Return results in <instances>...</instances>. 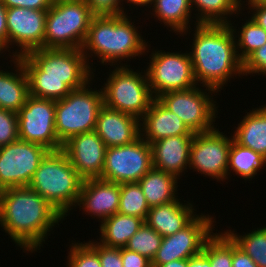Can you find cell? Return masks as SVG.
Here are the masks:
<instances>
[{
    "mask_svg": "<svg viewBox=\"0 0 266 267\" xmlns=\"http://www.w3.org/2000/svg\"><path fill=\"white\" fill-rule=\"evenodd\" d=\"M29 82V95L58 101L95 77L81 49L41 48L18 57Z\"/></svg>",
    "mask_w": 266,
    "mask_h": 267,
    "instance_id": "1",
    "label": "cell"
},
{
    "mask_svg": "<svg viewBox=\"0 0 266 267\" xmlns=\"http://www.w3.org/2000/svg\"><path fill=\"white\" fill-rule=\"evenodd\" d=\"M65 217L29 188H6L0 208V226L26 253L41 249L48 234Z\"/></svg>",
    "mask_w": 266,
    "mask_h": 267,
    "instance_id": "2",
    "label": "cell"
},
{
    "mask_svg": "<svg viewBox=\"0 0 266 267\" xmlns=\"http://www.w3.org/2000/svg\"><path fill=\"white\" fill-rule=\"evenodd\" d=\"M195 27L189 52L195 81L221 92L233 76H244L234 34L229 24L198 23Z\"/></svg>",
    "mask_w": 266,
    "mask_h": 267,
    "instance_id": "3",
    "label": "cell"
},
{
    "mask_svg": "<svg viewBox=\"0 0 266 267\" xmlns=\"http://www.w3.org/2000/svg\"><path fill=\"white\" fill-rule=\"evenodd\" d=\"M135 25L126 14L92 18L81 48L92 71H96L92 67L93 63L89 62L93 54L94 58H99L103 66L109 64L112 67L126 66L121 62L130 61L134 57L136 59L137 56L141 57L149 52L148 48L151 45L143 39Z\"/></svg>",
    "mask_w": 266,
    "mask_h": 267,
    "instance_id": "4",
    "label": "cell"
},
{
    "mask_svg": "<svg viewBox=\"0 0 266 267\" xmlns=\"http://www.w3.org/2000/svg\"><path fill=\"white\" fill-rule=\"evenodd\" d=\"M82 182L83 179L60 149L46 154L28 187L66 217L76 207Z\"/></svg>",
    "mask_w": 266,
    "mask_h": 267,
    "instance_id": "5",
    "label": "cell"
},
{
    "mask_svg": "<svg viewBox=\"0 0 266 267\" xmlns=\"http://www.w3.org/2000/svg\"><path fill=\"white\" fill-rule=\"evenodd\" d=\"M91 83L55 101V129L62 145L73 136L95 130L104 101L102 87L92 89Z\"/></svg>",
    "mask_w": 266,
    "mask_h": 267,
    "instance_id": "6",
    "label": "cell"
},
{
    "mask_svg": "<svg viewBox=\"0 0 266 267\" xmlns=\"http://www.w3.org/2000/svg\"><path fill=\"white\" fill-rule=\"evenodd\" d=\"M102 88L104 105L141 120L155 99L146 71H134L130 65L115 66ZM144 74V75H142Z\"/></svg>",
    "mask_w": 266,
    "mask_h": 267,
    "instance_id": "7",
    "label": "cell"
},
{
    "mask_svg": "<svg viewBox=\"0 0 266 267\" xmlns=\"http://www.w3.org/2000/svg\"><path fill=\"white\" fill-rule=\"evenodd\" d=\"M94 15L84 0L47 10L44 48L81 49Z\"/></svg>",
    "mask_w": 266,
    "mask_h": 267,
    "instance_id": "8",
    "label": "cell"
},
{
    "mask_svg": "<svg viewBox=\"0 0 266 267\" xmlns=\"http://www.w3.org/2000/svg\"><path fill=\"white\" fill-rule=\"evenodd\" d=\"M215 94L216 90L210 87L202 89L197 85L187 90L165 92L156 99L178 115L193 133H201L215 128V118L219 114L217 102L213 100Z\"/></svg>",
    "mask_w": 266,
    "mask_h": 267,
    "instance_id": "9",
    "label": "cell"
},
{
    "mask_svg": "<svg viewBox=\"0 0 266 267\" xmlns=\"http://www.w3.org/2000/svg\"><path fill=\"white\" fill-rule=\"evenodd\" d=\"M146 68L148 84L154 98L170 91L187 90L195 81L189 52L153 50Z\"/></svg>",
    "mask_w": 266,
    "mask_h": 267,
    "instance_id": "10",
    "label": "cell"
},
{
    "mask_svg": "<svg viewBox=\"0 0 266 267\" xmlns=\"http://www.w3.org/2000/svg\"><path fill=\"white\" fill-rule=\"evenodd\" d=\"M152 168L151 145L140 136L130 144L107 147L100 179L118 184L138 182Z\"/></svg>",
    "mask_w": 266,
    "mask_h": 267,
    "instance_id": "11",
    "label": "cell"
},
{
    "mask_svg": "<svg viewBox=\"0 0 266 267\" xmlns=\"http://www.w3.org/2000/svg\"><path fill=\"white\" fill-rule=\"evenodd\" d=\"M232 141V135L228 137L216 127L210 131L195 133L190 148L189 169L217 182L227 180Z\"/></svg>",
    "mask_w": 266,
    "mask_h": 267,
    "instance_id": "12",
    "label": "cell"
},
{
    "mask_svg": "<svg viewBox=\"0 0 266 267\" xmlns=\"http://www.w3.org/2000/svg\"><path fill=\"white\" fill-rule=\"evenodd\" d=\"M214 220L209 214L199 213L183 229L163 237L160 248L151 261L152 267L201 254L205 242L214 234Z\"/></svg>",
    "mask_w": 266,
    "mask_h": 267,
    "instance_id": "13",
    "label": "cell"
},
{
    "mask_svg": "<svg viewBox=\"0 0 266 267\" xmlns=\"http://www.w3.org/2000/svg\"><path fill=\"white\" fill-rule=\"evenodd\" d=\"M19 140L36 143L50 151L62 149L55 129V101L28 96L17 112Z\"/></svg>",
    "mask_w": 266,
    "mask_h": 267,
    "instance_id": "14",
    "label": "cell"
},
{
    "mask_svg": "<svg viewBox=\"0 0 266 267\" xmlns=\"http://www.w3.org/2000/svg\"><path fill=\"white\" fill-rule=\"evenodd\" d=\"M49 151L40 144L19 139L0 147V184L5 189L28 186Z\"/></svg>",
    "mask_w": 266,
    "mask_h": 267,
    "instance_id": "15",
    "label": "cell"
},
{
    "mask_svg": "<svg viewBox=\"0 0 266 267\" xmlns=\"http://www.w3.org/2000/svg\"><path fill=\"white\" fill-rule=\"evenodd\" d=\"M46 14L47 10L6 8L8 55L11 58L12 56L18 58L27 55L30 51L44 48ZM13 45L18 49L10 52Z\"/></svg>",
    "mask_w": 266,
    "mask_h": 267,
    "instance_id": "16",
    "label": "cell"
},
{
    "mask_svg": "<svg viewBox=\"0 0 266 267\" xmlns=\"http://www.w3.org/2000/svg\"><path fill=\"white\" fill-rule=\"evenodd\" d=\"M62 150L83 180L100 178L107 146L95 131L71 137Z\"/></svg>",
    "mask_w": 266,
    "mask_h": 267,
    "instance_id": "17",
    "label": "cell"
},
{
    "mask_svg": "<svg viewBox=\"0 0 266 267\" xmlns=\"http://www.w3.org/2000/svg\"><path fill=\"white\" fill-rule=\"evenodd\" d=\"M120 201V184L100 178L83 180L76 204L79 210L102 222L118 213Z\"/></svg>",
    "mask_w": 266,
    "mask_h": 267,
    "instance_id": "18",
    "label": "cell"
},
{
    "mask_svg": "<svg viewBox=\"0 0 266 267\" xmlns=\"http://www.w3.org/2000/svg\"><path fill=\"white\" fill-rule=\"evenodd\" d=\"M107 147L127 145L141 136L140 120L103 105L94 130Z\"/></svg>",
    "mask_w": 266,
    "mask_h": 267,
    "instance_id": "19",
    "label": "cell"
},
{
    "mask_svg": "<svg viewBox=\"0 0 266 267\" xmlns=\"http://www.w3.org/2000/svg\"><path fill=\"white\" fill-rule=\"evenodd\" d=\"M193 137L194 135L171 136L151 143L153 167L180 179V175L187 172L189 167Z\"/></svg>",
    "mask_w": 266,
    "mask_h": 267,
    "instance_id": "20",
    "label": "cell"
},
{
    "mask_svg": "<svg viewBox=\"0 0 266 267\" xmlns=\"http://www.w3.org/2000/svg\"><path fill=\"white\" fill-rule=\"evenodd\" d=\"M141 137L149 144L165 137L195 135L178 115L169 111L156 98L140 120Z\"/></svg>",
    "mask_w": 266,
    "mask_h": 267,
    "instance_id": "21",
    "label": "cell"
},
{
    "mask_svg": "<svg viewBox=\"0 0 266 267\" xmlns=\"http://www.w3.org/2000/svg\"><path fill=\"white\" fill-rule=\"evenodd\" d=\"M179 200L181 199L151 207L144 222L162 237L173 235L180 231L198 214L194 212L196 210L193 202L186 201V203H183Z\"/></svg>",
    "mask_w": 266,
    "mask_h": 267,
    "instance_id": "22",
    "label": "cell"
},
{
    "mask_svg": "<svg viewBox=\"0 0 266 267\" xmlns=\"http://www.w3.org/2000/svg\"><path fill=\"white\" fill-rule=\"evenodd\" d=\"M11 59L14 73L0 70V108L17 113L29 96V82L20 59Z\"/></svg>",
    "mask_w": 266,
    "mask_h": 267,
    "instance_id": "23",
    "label": "cell"
},
{
    "mask_svg": "<svg viewBox=\"0 0 266 267\" xmlns=\"http://www.w3.org/2000/svg\"><path fill=\"white\" fill-rule=\"evenodd\" d=\"M233 139L266 158V105L253 108L235 128Z\"/></svg>",
    "mask_w": 266,
    "mask_h": 267,
    "instance_id": "24",
    "label": "cell"
},
{
    "mask_svg": "<svg viewBox=\"0 0 266 267\" xmlns=\"http://www.w3.org/2000/svg\"><path fill=\"white\" fill-rule=\"evenodd\" d=\"M178 180L176 176L153 167L138 183L148 206L151 208L178 199Z\"/></svg>",
    "mask_w": 266,
    "mask_h": 267,
    "instance_id": "25",
    "label": "cell"
},
{
    "mask_svg": "<svg viewBox=\"0 0 266 267\" xmlns=\"http://www.w3.org/2000/svg\"><path fill=\"white\" fill-rule=\"evenodd\" d=\"M151 13L155 19H158L164 26L170 27L176 35L188 34L191 29L190 20L192 16V6L190 0H153ZM190 28V29H189Z\"/></svg>",
    "mask_w": 266,
    "mask_h": 267,
    "instance_id": "26",
    "label": "cell"
},
{
    "mask_svg": "<svg viewBox=\"0 0 266 267\" xmlns=\"http://www.w3.org/2000/svg\"><path fill=\"white\" fill-rule=\"evenodd\" d=\"M143 223L139 217L116 213L100 223L97 240L108 247L124 248Z\"/></svg>",
    "mask_w": 266,
    "mask_h": 267,
    "instance_id": "27",
    "label": "cell"
},
{
    "mask_svg": "<svg viewBox=\"0 0 266 267\" xmlns=\"http://www.w3.org/2000/svg\"><path fill=\"white\" fill-rule=\"evenodd\" d=\"M241 1L242 0H190L192 10L195 9V12H198L194 14L197 15L194 25L198 23L229 24L231 22L229 16L232 18L235 14H242L241 11L244 8L241 7Z\"/></svg>",
    "mask_w": 266,
    "mask_h": 267,
    "instance_id": "28",
    "label": "cell"
},
{
    "mask_svg": "<svg viewBox=\"0 0 266 267\" xmlns=\"http://www.w3.org/2000/svg\"><path fill=\"white\" fill-rule=\"evenodd\" d=\"M266 166V158L260 153L253 151L248 147L239 145L234 139L229 151V161L227 169V179L230 172L244 180H252L262 167ZM231 170V171H230Z\"/></svg>",
    "mask_w": 266,
    "mask_h": 267,
    "instance_id": "29",
    "label": "cell"
},
{
    "mask_svg": "<svg viewBox=\"0 0 266 267\" xmlns=\"http://www.w3.org/2000/svg\"><path fill=\"white\" fill-rule=\"evenodd\" d=\"M232 24L229 23L235 37L237 54L243 62L253 51L266 43V30L250 17L239 29H236Z\"/></svg>",
    "mask_w": 266,
    "mask_h": 267,
    "instance_id": "30",
    "label": "cell"
},
{
    "mask_svg": "<svg viewBox=\"0 0 266 267\" xmlns=\"http://www.w3.org/2000/svg\"><path fill=\"white\" fill-rule=\"evenodd\" d=\"M233 242L252 260L258 267H266V226L253 229L243 235L235 233V230L224 231Z\"/></svg>",
    "mask_w": 266,
    "mask_h": 267,
    "instance_id": "31",
    "label": "cell"
},
{
    "mask_svg": "<svg viewBox=\"0 0 266 267\" xmlns=\"http://www.w3.org/2000/svg\"><path fill=\"white\" fill-rule=\"evenodd\" d=\"M150 207L138 182L120 184L118 213L136 216L145 221Z\"/></svg>",
    "mask_w": 266,
    "mask_h": 267,
    "instance_id": "32",
    "label": "cell"
},
{
    "mask_svg": "<svg viewBox=\"0 0 266 267\" xmlns=\"http://www.w3.org/2000/svg\"><path fill=\"white\" fill-rule=\"evenodd\" d=\"M202 253L211 267H232V239L225 232L216 231L205 242Z\"/></svg>",
    "mask_w": 266,
    "mask_h": 267,
    "instance_id": "33",
    "label": "cell"
},
{
    "mask_svg": "<svg viewBox=\"0 0 266 267\" xmlns=\"http://www.w3.org/2000/svg\"><path fill=\"white\" fill-rule=\"evenodd\" d=\"M162 238L144 222L139 230L129 239L125 248L137 252L152 261L160 248Z\"/></svg>",
    "mask_w": 266,
    "mask_h": 267,
    "instance_id": "34",
    "label": "cell"
},
{
    "mask_svg": "<svg viewBox=\"0 0 266 267\" xmlns=\"http://www.w3.org/2000/svg\"><path fill=\"white\" fill-rule=\"evenodd\" d=\"M72 242L67 267H101L98 253L87 242Z\"/></svg>",
    "mask_w": 266,
    "mask_h": 267,
    "instance_id": "35",
    "label": "cell"
},
{
    "mask_svg": "<svg viewBox=\"0 0 266 267\" xmlns=\"http://www.w3.org/2000/svg\"><path fill=\"white\" fill-rule=\"evenodd\" d=\"M19 139L18 116L14 111L0 108V147Z\"/></svg>",
    "mask_w": 266,
    "mask_h": 267,
    "instance_id": "36",
    "label": "cell"
},
{
    "mask_svg": "<svg viewBox=\"0 0 266 267\" xmlns=\"http://www.w3.org/2000/svg\"><path fill=\"white\" fill-rule=\"evenodd\" d=\"M96 240L87 243L98 253L101 267H123L121 248L108 247Z\"/></svg>",
    "mask_w": 266,
    "mask_h": 267,
    "instance_id": "37",
    "label": "cell"
},
{
    "mask_svg": "<svg viewBox=\"0 0 266 267\" xmlns=\"http://www.w3.org/2000/svg\"><path fill=\"white\" fill-rule=\"evenodd\" d=\"M243 74L248 76L250 74L266 75V43L253 51L243 61Z\"/></svg>",
    "mask_w": 266,
    "mask_h": 267,
    "instance_id": "38",
    "label": "cell"
},
{
    "mask_svg": "<svg viewBox=\"0 0 266 267\" xmlns=\"http://www.w3.org/2000/svg\"><path fill=\"white\" fill-rule=\"evenodd\" d=\"M94 16L127 14L122 9V0H84Z\"/></svg>",
    "mask_w": 266,
    "mask_h": 267,
    "instance_id": "39",
    "label": "cell"
},
{
    "mask_svg": "<svg viewBox=\"0 0 266 267\" xmlns=\"http://www.w3.org/2000/svg\"><path fill=\"white\" fill-rule=\"evenodd\" d=\"M123 267H152L151 260L129 249L121 248Z\"/></svg>",
    "mask_w": 266,
    "mask_h": 267,
    "instance_id": "40",
    "label": "cell"
},
{
    "mask_svg": "<svg viewBox=\"0 0 266 267\" xmlns=\"http://www.w3.org/2000/svg\"><path fill=\"white\" fill-rule=\"evenodd\" d=\"M6 8L23 7L33 10H48L51 7L50 0H1Z\"/></svg>",
    "mask_w": 266,
    "mask_h": 267,
    "instance_id": "41",
    "label": "cell"
},
{
    "mask_svg": "<svg viewBox=\"0 0 266 267\" xmlns=\"http://www.w3.org/2000/svg\"><path fill=\"white\" fill-rule=\"evenodd\" d=\"M232 267H258L232 240Z\"/></svg>",
    "mask_w": 266,
    "mask_h": 267,
    "instance_id": "42",
    "label": "cell"
},
{
    "mask_svg": "<svg viewBox=\"0 0 266 267\" xmlns=\"http://www.w3.org/2000/svg\"><path fill=\"white\" fill-rule=\"evenodd\" d=\"M250 11V18L254 20L260 27L266 30V4L246 3ZM253 12V13H252Z\"/></svg>",
    "mask_w": 266,
    "mask_h": 267,
    "instance_id": "43",
    "label": "cell"
},
{
    "mask_svg": "<svg viewBox=\"0 0 266 267\" xmlns=\"http://www.w3.org/2000/svg\"><path fill=\"white\" fill-rule=\"evenodd\" d=\"M0 50L8 52V31L6 23V7L0 0Z\"/></svg>",
    "mask_w": 266,
    "mask_h": 267,
    "instance_id": "44",
    "label": "cell"
},
{
    "mask_svg": "<svg viewBox=\"0 0 266 267\" xmlns=\"http://www.w3.org/2000/svg\"><path fill=\"white\" fill-rule=\"evenodd\" d=\"M188 267H211L210 260L203 254L188 259Z\"/></svg>",
    "mask_w": 266,
    "mask_h": 267,
    "instance_id": "45",
    "label": "cell"
},
{
    "mask_svg": "<svg viewBox=\"0 0 266 267\" xmlns=\"http://www.w3.org/2000/svg\"><path fill=\"white\" fill-rule=\"evenodd\" d=\"M126 0H122V9L123 10H125V8H124V2H125ZM153 2V0H127L126 2H125V4L126 3H128V5L130 4L131 6L132 5H134V6H136V7H139L140 6V8L143 6L144 8H145V6L147 7L148 6V8H149V6H150V4Z\"/></svg>",
    "mask_w": 266,
    "mask_h": 267,
    "instance_id": "46",
    "label": "cell"
},
{
    "mask_svg": "<svg viewBox=\"0 0 266 267\" xmlns=\"http://www.w3.org/2000/svg\"><path fill=\"white\" fill-rule=\"evenodd\" d=\"M158 267H188V259L173 260Z\"/></svg>",
    "mask_w": 266,
    "mask_h": 267,
    "instance_id": "47",
    "label": "cell"
},
{
    "mask_svg": "<svg viewBox=\"0 0 266 267\" xmlns=\"http://www.w3.org/2000/svg\"><path fill=\"white\" fill-rule=\"evenodd\" d=\"M82 0H50L51 4H61V3H71V2H79Z\"/></svg>",
    "mask_w": 266,
    "mask_h": 267,
    "instance_id": "48",
    "label": "cell"
},
{
    "mask_svg": "<svg viewBox=\"0 0 266 267\" xmlns=\"http://www.w3.org/2000/svg\"><path fill=\"white\" fill-rule=\"evenodd\" d=\"M245 2L247 3H261V4H266V0H244V1H241V7H244L243 6V3L245 4Z\"/></svg>",
    "mask_w": 266,
    "mask_h": 267,
    "instance_id": "49",
    "label": "cell"
},
{
    "mask_svg": "<svg viewBox=\"0 0 266 267\" xmlns=\"http://www.w3.org/2000/svg\"><path fill=\"white\" fill-rule=\"evenodd\" d=\"M4 190H5V188L0 184V208H1V203L3 200Z\"/></svg>",
    "mask_w": 266,
    "mask_h": 267,
    "instance_id": "50",
    "label": "cell"
}]
</instances>
